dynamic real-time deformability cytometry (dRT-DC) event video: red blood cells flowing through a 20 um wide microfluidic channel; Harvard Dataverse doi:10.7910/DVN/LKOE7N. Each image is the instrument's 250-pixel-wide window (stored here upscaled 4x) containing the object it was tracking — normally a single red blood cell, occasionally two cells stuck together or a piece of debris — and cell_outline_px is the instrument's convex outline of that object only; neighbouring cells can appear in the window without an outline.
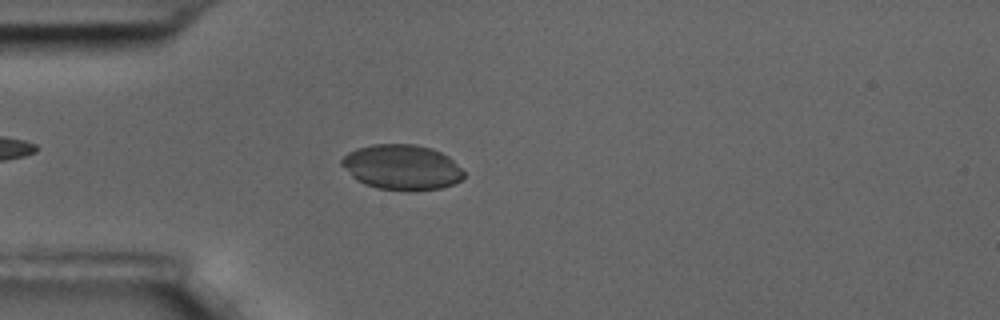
{"species": "common noctule bat (a hibernating species)", "species_latin": "Nyctalus noctula", "temperature_condition": "room temperature", "stored_images_in_passage": 57, "camera_frame_rate_fps": 3000, "um_per_image_px": 0.085, "animal": {"sex": "male", "body_mass_g": 17.5, "forearm_length_mm": 52.3}, "frame": {"image": 1, "passage_image": 16, "time_ms": 5.0, "image_size_px": [1000, 320], "cell_outline_px": [[464, 176], [460, 180], [452, 184], [440, 188], [408, 192], [376, 188], [364, 184], [356, 180], [340, 164], [340, 160], [348, 152], [356, 148], [372, 144], [416, 144], [432, 148], [448, 156], [464, 172]], "centroid_in_image_um": [34.12, 14.22], "position_along_channel_um": 50.9, "area_um2": 32.43}}
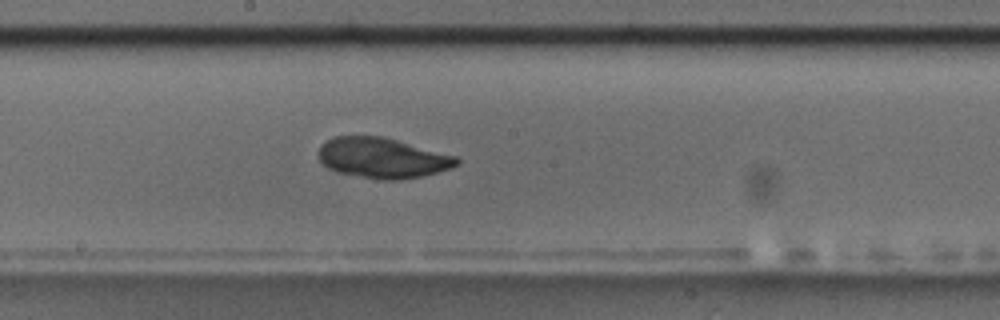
{"frame": {"image": 2, "passage_image": 31, "time_ms": 10.0, "image_size_px": [1000, 320], "cell_outline_px": [[460, 164], [452, 168], [420, 176], [400, 180], [380, 180], [336, 172], [328, 168], [316, 156], [320, 144], [332, 136], [384, 136], [456, 156], [460, 160]], "centroid_in_image_um": [32.48, 13.42], "position_along_channel_um": 215.7, "area_um2": 32.83}}
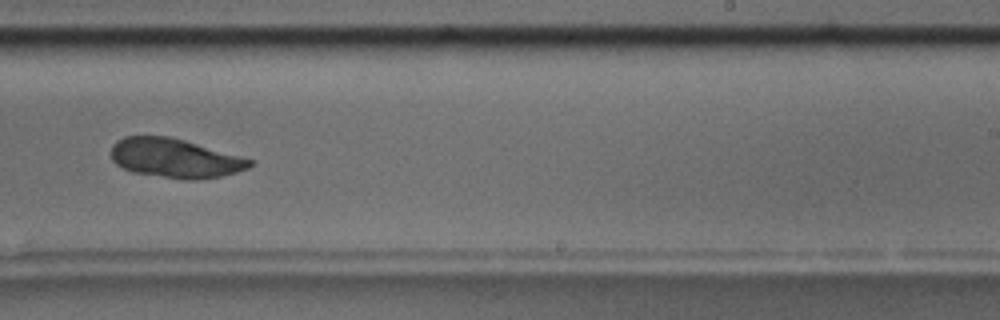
{"frame": {"image": 3, "passage_image": 36, "time_ms": 11.667, "image_size_px": [1000, 320], "cell_outline_px": [[252, 164], [248, 168], [236, 172], [220, 176], [196, 180], [184, 180], [132, 172], [116, 164], [112, 160], [112, 144], [116, 140], [124, 136], [168, 136], [184, 140], [240, 156], [252, 160]], "centroid_in_image_um": [14.84, 13.45], "position_along_channel_um": 274.2, "area_um2": 31.5}}